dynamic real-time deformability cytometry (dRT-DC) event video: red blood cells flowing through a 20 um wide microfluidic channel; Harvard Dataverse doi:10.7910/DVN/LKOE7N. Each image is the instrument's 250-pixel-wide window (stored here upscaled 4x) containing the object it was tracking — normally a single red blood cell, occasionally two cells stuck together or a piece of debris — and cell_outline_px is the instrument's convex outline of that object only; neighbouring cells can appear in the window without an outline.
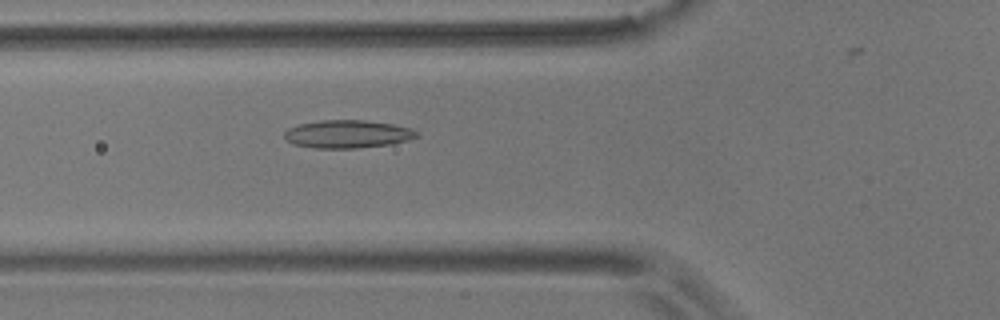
{"species": "common noctule bat (a hibernating species)", "species_latin": "Nyctalus noctula", "temperature_condition": "room temperature", "stored_images_in_passage": 46, "camera_frame_rate_fps": 3000, "um_per_image_px": 0.085, "animal": {"sex": "male", "body_mass_g": 17.9}, "frame": {"image": 1, "passage_image": 14, "time_ms": 4.333, "image_size_px": [1000, 320], "cell_outline_px": [[420, 136], [408, 140], [392, 144], [356, 148], [316, 148], [296, 144], [288, 140], [284, 136], [284, 132], [288, 128], [300, 124], [320, 120], [364, 120], [392, 124], [412, 128], [420, 132]], "centroid_in_image_um": [29.61, 11.39], "position_along_channel_um": 96.2, "area_um2": 21.56}}
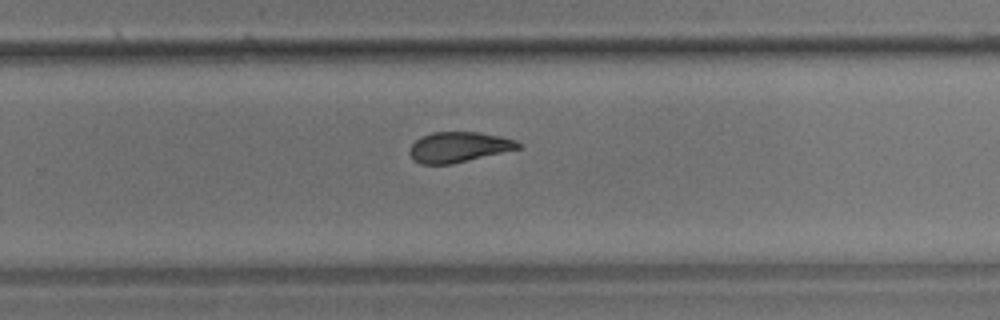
{"frame": {"image": 2, "passage_image": 30, "time_ms": 9.667, "image_size_px": [1000, 320], "cell_outline_px": [[520, 148], [452, 164], [420, 164], [412, 160], [408, 152], [408, 148], [420, 136], [432, 132], [480, 132], [500, 136], [516, 140], [520, 144]], "centroid_in_image_um": [38.93, 12.5], "position_along_channel_um": 290.9, "area_um2": 19.31}}
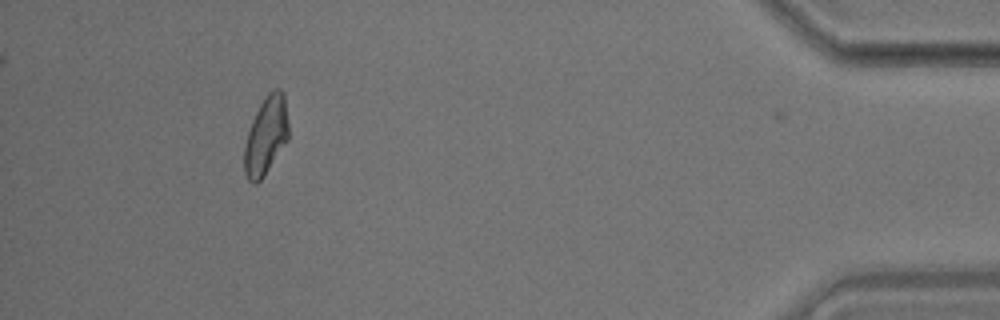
{"frame": {"image": 3, "passage_image": 45, "time_ms": 14.667, "image_size_px": [1000, 320], "cell_outline_px": [[288, 140], [264, 176], [256, 184], [252, 184], [248, 180], [244, 172], [244, 144], [252, 120], [260, 104], [268, 92], [272, 88], [280, 88], [284, 92], [288, 120]], "centroid_in_image_um": [22.61, 11.52], "position_along_channel_um": 412.6, "area_um2": 20.35}, "authors_computed_cell_mechanics": {"area_um2": 20.1722, "velocity_mm_per_s": 3.6402, "shape_relaxation_time_tau1_ms": 7.2501, "shape_relaxation_time_tau2_ms": 2.612, "deformation_change_tau1": 0.1597, "deformation_change_tau2": 0.1008}}